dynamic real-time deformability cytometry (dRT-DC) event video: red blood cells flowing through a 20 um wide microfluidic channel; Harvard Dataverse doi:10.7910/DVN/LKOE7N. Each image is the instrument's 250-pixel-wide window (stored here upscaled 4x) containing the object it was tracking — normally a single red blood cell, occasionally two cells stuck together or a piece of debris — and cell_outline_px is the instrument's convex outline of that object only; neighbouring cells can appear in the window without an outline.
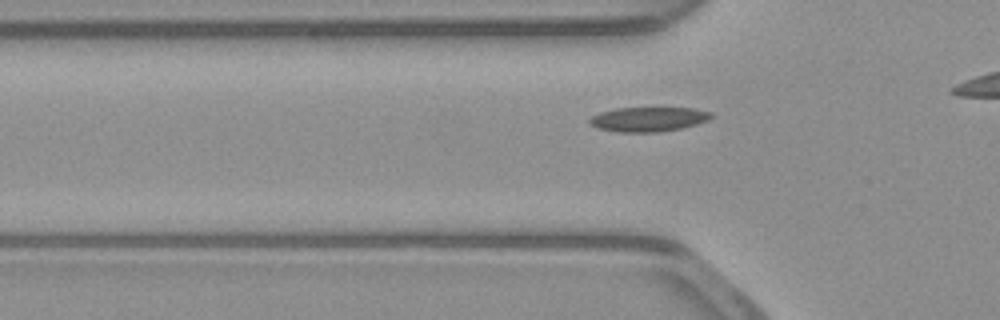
{"species": "common noctule bat (a hibernating species)", "species_latin": "Nyctalus noctula", "temperature_condition": "warm", "stored_images_in_passage": 15, "camera_frame_rate_fps": 3000, "um_per_image_px": 0.085, "animal": {"sex": "male", "body_mass_g": 23.1, "forearm_length_mm": 52.7}, "frame": {"image": 1, "passage_image": 9, "time_ms": 2.667, "image_size_px": [1000, 320], "cell_outline_px": [[716, 116], [708, 120], [696, 124], [680, 128], [660, 132], [616, 132], [600, 128], [588, 124], [588, 120], [592, 116], [600, 112], [616, 108], [692, 108], [712, 112]], "centroid_in_image_um": [55.12, 10.13], "position_along_channel_um": 70.7, "area_um2": 17.46}}
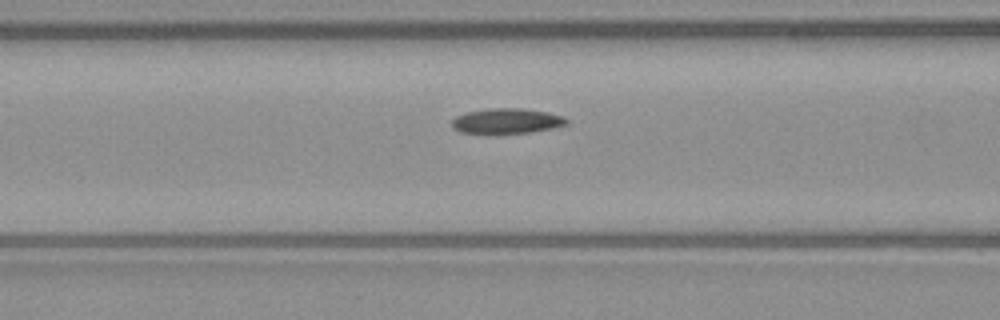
{"frame": {"image": 2, "passage_image": 13, "time_ms": 4.0, "image_size_px": [1000, 320], "cell_outline_px": [[568, 124], [552, 128], [532, 132], [460, 132], [452, 128], [452, 120], [456, 116], [468, 112], [488, 108], [524, 108], [548, 112], [564, 116], [568, 120]], "centroid_in_image_um": [43.11, 10.26], "position_along_channel_um": 123.5, "area_um2": 16.59}}